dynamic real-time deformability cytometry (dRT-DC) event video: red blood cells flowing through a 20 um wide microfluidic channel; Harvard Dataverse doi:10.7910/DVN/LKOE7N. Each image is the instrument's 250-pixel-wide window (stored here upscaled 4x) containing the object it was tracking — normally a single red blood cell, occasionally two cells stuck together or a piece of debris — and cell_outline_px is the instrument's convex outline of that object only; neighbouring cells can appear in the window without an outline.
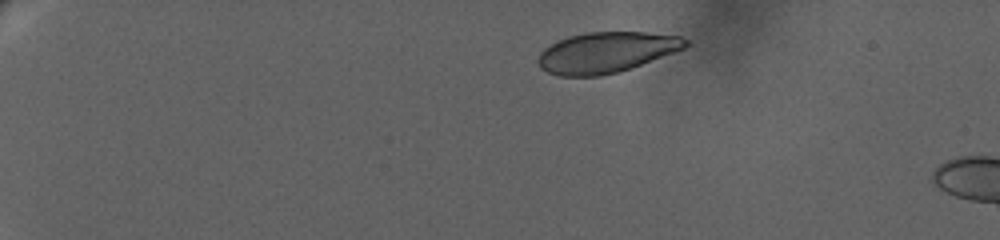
{"species": "human", "species_latin": "Homo sapiens", "temperature_condition": "warm", "stored_images_in_passage": 9, "camera_frame_rate_fps": 3000, "um_per_image_px": 0.085, "donor": {"sex": "female"}, "frame": {"image": 1, "passage_image": 1, "time_ms": 0.0, "image_size_px": [1000, 240], "cell_outline_px": [[688, 44], [684, 48], [640, 64], [616, 72], [600, 76], [560, 76], [548, 72], [540, 68], [536, 60], [540, 52], [544, 48], [556, 40], [568, 36], [588, 32], [644, 32], [680, 36], [688, 40]], "centroid_in_image_um": [51.46, 4.44], "position_along_channel_um": 33.5, "area_um2": 34.68}}